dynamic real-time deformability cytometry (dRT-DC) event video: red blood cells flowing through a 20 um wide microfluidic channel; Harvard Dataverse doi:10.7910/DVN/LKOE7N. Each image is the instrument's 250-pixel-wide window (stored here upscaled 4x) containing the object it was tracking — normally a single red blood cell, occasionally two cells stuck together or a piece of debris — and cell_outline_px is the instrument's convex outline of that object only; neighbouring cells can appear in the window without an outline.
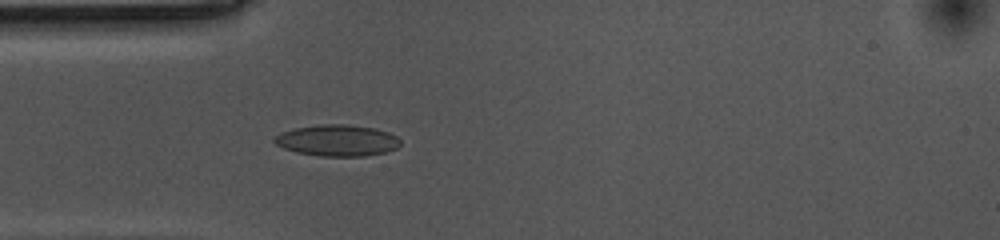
{"species": "common noctule bat (a hibernating species)", "species_latin": "Nyctalus noctula", "temperature_condition": "cold", "stored_images_in_passage": 19, "camera_frame_rate_fps": 3000, "um_per_image_px": 0.085, "animal": {"sex": "female", "body_mass_g": 10.0, "forearm_length_mm": 53.1}, "frame": {"image": 1, "passage_image": 14, "time_ms": 4.333, "image_size_px": [1000, 240], "cell_outline_px": [[400, 144], [396, 148], [384, 152], [364, 156], [320, 156], [296, 152], [284, 148], [276, 144], [272, 140], [280, 132], [296, 128], [320, 124], [348, 124], [376, 128], [388, 132], [396, 136], [400, 140]], "centroid_in_image_um": [28.66, 11.93], "position_along_channel_um": 56.3, "area_um2": 23.0}}